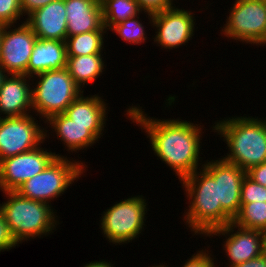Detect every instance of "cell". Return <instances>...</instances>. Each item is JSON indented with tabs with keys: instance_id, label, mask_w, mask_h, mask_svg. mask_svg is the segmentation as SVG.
Here are the masks:
<instances>
[{
	"instance_id": "6da1fadb",
	"label": "cell",
	"mask_w": 266,
	"mask_h": 267,
	"mask_svg": "<svg viewBox=\"0 0 266 267\" xmlns=\"http://www.w3.org/2000/svg\"><path fill=\"white\" fill-rule=\"evenodd\" d=\"M126 109L129 119L144 129L154 154L173 169L179 181L200 169L202 163L198 162H202L199 155L204 126L179 118H153L140 106L132 105Z\"/></svg>"
},
{
	"instance_id": "7a4b0ae2",
	"label": "cell",
	"mask_w": 266,
	"mask_h": 267,
	"mask_svg": "<svg viewBox=\"0 0 266 267\" xmlns=\"http://www.w3.org/2000/svg\"><path fill=\"white\" fill-rule=\"evenodd\" d=\"M227 118V119H226ZM215 121L214 132L223 138L229 154L222 157L244 171L266 161V119L252 116L226 117Z\"/></svg>"
},
{
	"instance_id": "3957f363",
	"label": "cell",
	"mask_w": 266,
	"mask_h": 267,
	"mask_svg": "<svg viewBox=\"0 0 266 267\" xmlns=\"http://www.w3.org/2000/svg\"><path fill=\"white\" fill-rule=\"evenodd\" d=\"M180 181L189 208L183 215L184 223L194 235H207L233 220L217 204V181L202 167Z\"/></svg>"
},
{
	"instance_id": "277c9868",
	"label": "cell",
	"mask_w": 266,
	"mask_h": 267,
	"mask_svg": "<svg viewBox=\"0 0 266 267\" xmlns=\"http://www.w3.org/2000/svg\"><path fill=\"white\" fill-rule=\"evenodd\" d=\"M7 201L0 204L5 221L18 244L36 237L48 236L56 229V213L52 205L20 196L16 191H6Z\"/></svg>"
},
{
	"instance_id": "5b68a950",
	"label": "cell",
	"mask_w": 266,
	"mask_h": 267,
	"mask_svg": "<svg viewBox=\"0 0 266 267\" xmlns=\"http://www.w3.org/2000/svg\"><path fill=\"white\" fill-rule=\"evenodd\" d=\"M37 78L32 86V109L43 121L64 113L68 106L83 92L74 82L67 68L49 70L31 77Z\"/></svg>"
},
{
	"instance_id": "8992f818",
	"label": "cell",
	"mask_w": 266,
	"mask_h": 267,
	"mask_svg": "<svg viewBox=\"0 0 266 267\" xmlns=\"http://www.w3.org/2000/svg\"><path fill=\"white\" fill-rule=\"evenodd\" d=\"M67 156H56L39 174L24 182L16 192L28 199L46 202L65 193L67 188L78 180L88 167L83 162ZM84 164V165H83Z\"/></svg>"
},
{
	"instance_id": "52a82bcc",
	"label": "cell",
	"mask_w": 266,
	"mask_h": 267,
	"mask_svg": "<svg viewBox=\"0 0 266 267\" xmlns=\"http://www.w3.org/2000/svg\"><path fill=\"white\" fill-rule=\"evenodd\" d=\"M147 202L143 195L131 196L116 202L103 211L100 228L103 236L115 245H122L137 239L144 229Z\"/></svg>"
},
{
	"instance_id": "ba28073f",
	"label": "cell",
	"mask_w": 266,
	"mask_h": 267,
	"mask_svg": "<svg viewBox=\"0 0 266 267\" xmlns=\"http://www.w3.org/2000/svg\"><path fill=\"white\" fill-rule=\"evenodd\" d=\"M221 34L246 44H256L266 35V0H235Z\"/></svg>"
},
{
	"instance_id": "9c48e42d",
	"label": "cell",
	"mask_w": 266,
	"mask_h": 267,
	"mask_svg": "<svg viewBox=\"0 0 266 267\" xmlns=\"http://www.w3.org/2000/svg\"><path fill=\"white\" fill-rule=\"evenodd\" d=\"M29 114L0 118V161L37 148L49 138L46 128Z\"/></svg>"
},
{
	"instance_id": "30bf717a",
	"label": "cell",
	"mask_w": 266,
	"mask_h": 267,
	"mask_svg": "<svg viewBox=\"0 0 266 267\" xmlns=\"http://www.w3.org/2000/svg\"><path fill=\"white\" fill-rule=\"evenodd\" d=\"M19 27L3 25L0 45V67L6 74L26 75L37 36L25 22ZM16 27V28H15Z\"/></svg>"
},
{
	"instance_id": "8fae6325",
	"label": "cell",
	"mask_w": 266,
	"mask_h": 267,
	"mask_svg": "<svg viewBox=\"0 0 266 267\" xmlns=\"http://www.w3.org/2000/svg\"><path fill=\"white\" fill-rule=\"evenodd\" d=\"M40 147L0 161L1 191H16L24 182L41 173L56 156H63Z\"/></svg>"
},
{
	"instance_id": "7c38bea8",
	"label": "cell",
	"mask_w": 266,
	"mask_h": 267,
	"mask_svg": "<svg viewBox=\"0 0 266 267\" xmlns=\"http://www.w3.org/2000/svg\"><path fill=\"white\" fill-rule=\"evenodd\" d=\"M147 16L151 26L155 27V30L157 28L154 42L164 49H177L189 43L194 36L196 21L191 11L174 5L173 8Z\"/></svg>"
},
{
	"instance_id": "4fadbf2b",
	"label": "cell",
	"mask_w": 266,
	"mask_h": 267,
	"mask_svg": "<svg viewBox=\"0 0 266 267\" xmlns=\"http://www.w3.org/2000/svg\"><path fill=\"white\" fill-rule=\"evenodd\" d=\"M208 161L202 167L217 181V204L234 220L241 209V186L246 171L223 158Z\"/></svg>"
},
{
	"instance_id": "5bb4252c",
	"label": "cell",
	"mask_w": 266,
	"mask_h": 267,
	"mask_svg": "<svg viewBox=\"0 0 266 267\" xmlns=\"http://www.w3.org/2000/svg\"><path fill=\"white\" fill-rule=\"evenodd\" d=\"M214 235L226 237L223 250L229 261L226 264L228 267L249 261L265 252L266 234L261 231L241 228L231 222L224 227L212 230L207 236Z\"/></svg>"
},
{
	"instance_id": "9a60e30c",
	"label": "cell",
	"mask_w": 266,
	"mask_h": 267,
	"mask_svg": "<svg viewBox=\"0 0 266 267\" xmlns=\"http://www.w3.org/2000/svg\"><path fill=\"white\" fill-rule=\"evenodd\" d=\"M30 80V76L16 74L4 78L0 88V118L20 117L33 111Z\"/></svg>"
},
{
	"instance_id": "2e32d148",
	"label": "cell",
	"mask_w": 266,
	"mask_h": 267,
	"mask_svg": "<svg viewBox=\"0 0 266 267\" xmlns=\"http://www.w3.org/2000/svg\"><path fill=\"white\" fill-rule=\"evenodd\" d=\"M26 23L38 39L64 41L67 38V14L64 0H55L33 11Z\"/></svg>"
},
{
	"instance_id": "e0dca14e",
	"label": "cell",
	"mask_w": 266,
	"mask_h": 267,
	"mask_svg": "<svg viewBox=\"0 0 266 267\" xmlns=\"http://www.w3.org/2000/svg\"><path fill=\"white\" fill-rule=\"evenodd\" d=\"M44 123H47L49 127L51 125L57 139L59 137L64 146L67 147L66 149L72 153L73 151L86 150L88 147L95 145L98 139L103 136L105 130V126H79L74 124L72 119L64 113L53 115Z\"/></svg>"
},
{
	"instance_id": "ac0fdd59",
	"label": "cell",
	"mask_w": 266,
	"mask_h": 267,
	"mask_svg": "<svg viewBox=\"0 0 266 267\" xmlns=\"http://www.w3.org/2000/svg\"><path fill=\"white\" fill-rule=\"evenodd\" d=\"M67 14V37L103 26L100 0H64Z\"/></svg>"
},
{
	"instance_id": "d6986e66",
	"label": "cell",
	"mask_w": 266,
	"mask_h": 267,
	"mask_svg": "<svg viewBox=\"0 0 266 267\" xmlns=\"http://www.w3.org/2000/svg\"><path fill=\"white\" fill-rule=\"evenodd\" d=\"M67 65V51L64 41L37 39L27 67V76L49 70H60Z\"/></svg>"
},
{
	"instance_id": "ffe728a7",
	"label": "cell",
	"mask_w": 266,
	"mask_h": 267,
	"mask_svg": "<svg viewBox=\"0 0 266 267\" xmlns=\"http://www.w3.org/2000/svg\"><path fill=\"white\" fill-rule=\"evenodd\" d=\"M107 108L102 96L95 94L84 97L82 92L68 106L64 114L79 126H106Z\"/></svg>"
},
{
	"instance_id": "44dd1931",
	"label": "cell",
	"mask_w": 266,
	"mask_h": 267,
	"mask_svg": "<svg viewBox=\"0 0 266 267\" xmlns=\"http://www.w3.org/2000/svg\"><path fill=\"white\" fill-rule=\"evenodd\" d=\"M102 56V54L67 56L66 68L75 84L83 92L82 88L86 87L85 84L94 82L105 71V62Z\"/></svg>"
},
{
	"instance_id": "7402d4cb",
	"label": "cell",
	"mask_w": 266,
	"mask_h": 267,
	"mask_svg": "<svg viewBox=\"0 0 266 267\" xmlns=\"http://www.w3.org/2000/svg\"><path fill=\"white\" fill-rule=\"evenodd\" d=\"M108 30L103 25L97 31L69 36L65 40L67 56L102 54L105 35ZM104 36V37H103Z\"/></svg>"
},
{
	"instance_id": "603a6c76",
	"label": "cell",
	"mask_w": 266,
	"mask_h": 267,
	"mask_svg": "<svg viewBox=\"0 0 266 267\" xmlns=\"http://www.w3.org/2000/svg\"><path fill=\"white\" fill-rule=\"evenodd\" d=\"M103 25L109 30L113 25L142 13L136 0H101Z\"/></svg>"
},
{
	"instance_id": "cb8c5ba5",
	"label": "cell",
	"mask_w": 266,
	"mask_h": 267,
	"mask_svg": "<svg viewBox=\"0 0 266 267\" xmlns=\"http://www.w3.org/2000/svg\"><path fill=\"white\" fill-rule=\"evenodd\" d=\"M233 223L241 228L266 234V202L241 203L240 212Z\"/></svg>"
},
{
	"instance_id": "d4e9b609",
	"label": "cell",
	"mask_w": 266,
	"mask_h": 267,
	"mask_svg": "<svg viewBox=\"0 0 266 267\" xmlns=\"http://www.w3.org/2000/svg\"><path fill=\"white\" fill-rule=\"evenodd\" d=\"M139 19V15L126 19L113 25L109 30L116 33V35L118 34L119 38L123 39V42L139 45L144 43L147 38L144 30L145 26L142 25Z\"/></svg>"
},
{
	"instance_id": "484cf974",
	"label": "cell",
	"mask_w": 266,
	"mask_h": 267,
	"mask_svg": "<svg viewBox=\"0 0 266 267\" xmlns=\"http://www.w3.org/2000/svg\"><path fill=\"white\" fill-rule=\"evenodd\" d=\"M241 203L266 202V187L255 183L247 175L241 186Z\"/></svg>"
},
{
	"instance_id": "4316f807",
	"label": "cell",
	"mask_w": 266,
	"mask_h": 267,
	"mask_svg": "<svg viewBox=\"0 0 266 267\" xmlns=\"http://www.w3.org/2000/svg\"><path fill=\"white\" fill-rule=\"evenodd\" d=\"M23 17L20 0H0V24L16 25Z\"/></svg>"
},
{
	"instance_id": "83f0119b",
	"label": "cell",
	"mask_w": 266,
	"mask_h": 267,
	"mask_svg": "<svg viewBox=\"0 0 266 267\" xmlns=\"http://www.w3.org/2000/svg\"><path fill=\"white\" fill-rule=\"evenodd\" d=\"M211 256L212 254H210L208 250L206 251V249L197 251L191 258H188V261L181 267H216V263L214 262L215 258H212ZM155 267H168V265L165 266L164 264H160Z\"/></svg>"
},
{
	"instance_id": "f1b7e54d",
	"label": "cell",
	"mask_w": 266,
	"mask_h": 267,
	"mask_svg": "<svg viewBox=\"0 0 266 267\" xmlns=\"http://www.w3.org/2000/svg\"><path fill=\"white\" fill-rule=\"evenodd\" d=\"M142 12L145 14H157L173 8L175 4L171 0H136Z\"/></svg>"
},
{
	"instance_id": "f546056e",
	"label": "cell",
	"mask_w": 266,
	"mask_h": 267,
	"mask_svg": "<svg viewBox=\"0 0 266 267\" xmlns=\"http://www.w3.org/2000/svg\"><path fill=\"white\" fill-rule=\"evenodd\" d=\"M18 243L13 238L0 206V252L9 251Z\"/></svg>"
},
{
	"instance_id": "4dcf8cb0",
	"label": "cell",
	"mask_w": 266,
	"mask_h": 267,
	"mask_svg": "<svg viewBox=\"0 0 266 267\" xmlns=\"http://www.w3.org/2000/svg\"><path fill=\"white\" fill-rule=\"evenodd\" d=\"M246 175L255 183L266 187V161L260 165L251 167L248 171H246Z\"/></svg>"
},
{
	"instance_id": "1f68e13d",
	"label": "cell",
	"mask_w": 266,
	"mask_h": 267,
	"mask_svg": "<svg viewBox=\"0 0 266 267\" xmlns=\"http://www.w3.org/2000/svg\"><path fill=\"white\" fill-rule=\"evenodd\" d=\"M55 0H20L21 11L25 15L31 14L33 11L44 7Z\"/></svg>"
},
{
	"instance_id": "d6a6232c",
	"label": "cell",
	"mask_w": 266,
	"mask_h": 267,
	"mask_svg": "<svg viewBox=\"0 0 266 267\" xmlns=\"http://www.w3.org/2000/svg\"><path fill=\"white\" fill-rule=\"evenodd\" d=\"M233 267H266V254L263 253L249 261L237 264Z\"/></svg>"
},
{
	"instance_id": "836d02e7",
	"label": "cell",
	"mask_w": 266,
	"mask_h": 267,
	"mask_svg": "<svg viewBox=\"0 0 266 267\" xmlns=\"http://www.w3.org/2000/svg\"><path fill=\"white\" fill-rule=\"evenodd\" d=\"M113 265L114 264H111V262L100 260V261H91L86 265H84L83 267H114Z\"/></svg>"
},
{
	"instance_id": "e575fe53",
	"label": "cell",
	"mask_w": 266,
	"mask_h": 267,
	"mask_svg": "<svg viewBox=\"0 0 266 267\" xmlns=\"http://www.w3.org/2000/svg\"><path fill=\"white\" fill-rule=\"evenodd\" d=\"M5 73H6L5 70L0 67V88H1V85H2L4 78L8 75Z\"/></svg>"
},
{
	"instance_id": "d590c367",
	"label": "cell",
	"mask_w": 266,
	"mask_h": 267,
	"mask_svg": "<svg viewBox=\"0 0 266 267\" xmlns=\"http://www.w3.org/2000/svg\"><path fill=\"white\" fill-rule=\"evenodd\" d=\"M260 44H261L260 46H264V44H265V46H266V35H265L264 40H263Z\"/></svg>"
},
{
	"instance_id": "8d00e7d4",
	"label": "cell",
	"mask_w": 266,
	"mask_h": 267,
	"mask_svg": "<svg viewBox=\"0 0 266 267\" xmlns=\"http://www.w3.org/2000/svg\"><path fill=\"white\" fill-rule=\"evenodd\" d=\"M2 26L3 25L0 24V45H1Z\"/></svg>"
}]
</instances>
